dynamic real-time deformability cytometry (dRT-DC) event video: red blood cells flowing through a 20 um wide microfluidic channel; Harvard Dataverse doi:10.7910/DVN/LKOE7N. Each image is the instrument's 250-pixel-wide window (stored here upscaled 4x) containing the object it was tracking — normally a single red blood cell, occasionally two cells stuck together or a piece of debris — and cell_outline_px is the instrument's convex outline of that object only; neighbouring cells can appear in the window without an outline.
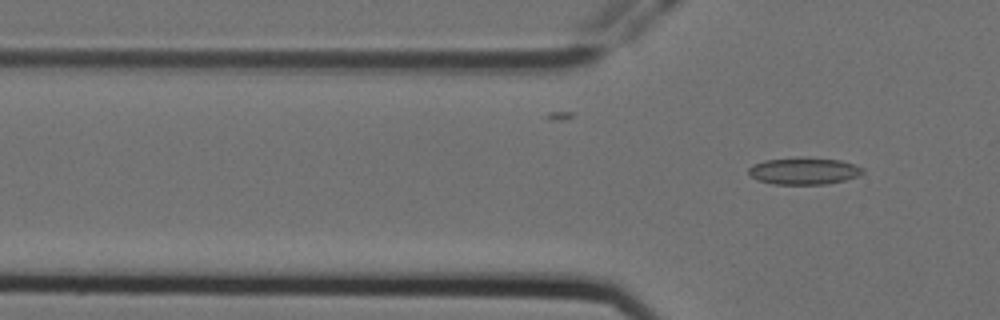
{"species": "Egyptian fruit bat (a non-hibernating species)", "species_latin": "Rousettus aegyptiacus", "temperature_condition": "cold", "stored_images_in_passage": 6, "segment_of_instrument_passage": [2, 2], "camera_frame_rate_fps": 3000, "um_per_image_px": 0.085, "animal": {"sex": "female"}, "frame": {"image": 1, "passage_image": 6, "time_ms": 1.667, "image_size_px": [1000, 320], "cell_outline_px": [[864, 172], [856, 176], [844, 180], [824, 184], [776, 184], [756, 180], [748, 172], [748, 168], [752, 164], [764, 160], [840, 160], [864, 168]], "centroid_in_image_um": [68.3, 14.58], "position_along_channel_um": 57.5, "area_um2": 16.94}}